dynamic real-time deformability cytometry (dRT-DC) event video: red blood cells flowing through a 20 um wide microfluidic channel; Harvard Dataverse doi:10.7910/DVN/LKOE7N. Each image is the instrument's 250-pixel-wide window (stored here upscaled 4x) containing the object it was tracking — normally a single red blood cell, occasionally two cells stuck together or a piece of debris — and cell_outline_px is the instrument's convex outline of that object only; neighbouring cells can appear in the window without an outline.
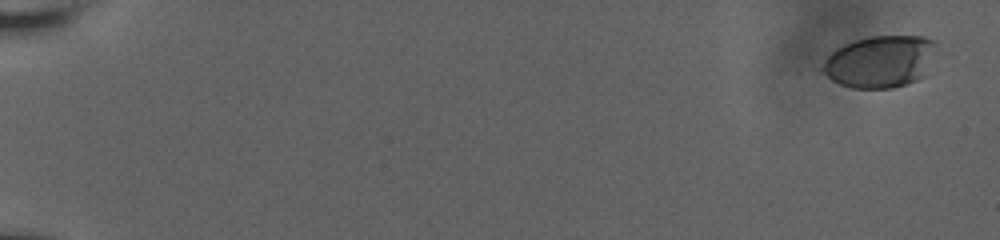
{"species": "human", "species_latin": "Homo sapiens", "temperature_condition": "room temperature", "stored_images_in_passage": 58, "camera_frame_rate_fps": 3000, "um_per_image_px": 0.085, "donor": {"sex": "male"}, "frame": {"image": 1, "passage_image": 1, "time_ms": 0.0, "image_size_px": [1000, 240], "cell_outline_px": [[940, 52], [924, 76], [916, 80], [892, 88], [852, 88], [840, 84], [832, 80], [820, 68], [828, 56], [836, 48], [844, 44], [868, 36], [924, 36], [936, 40]], "centroid_in_image_um": [74.91, 5.21], "position_along_channel_um": 10.1, "area_um2": 35.14}}
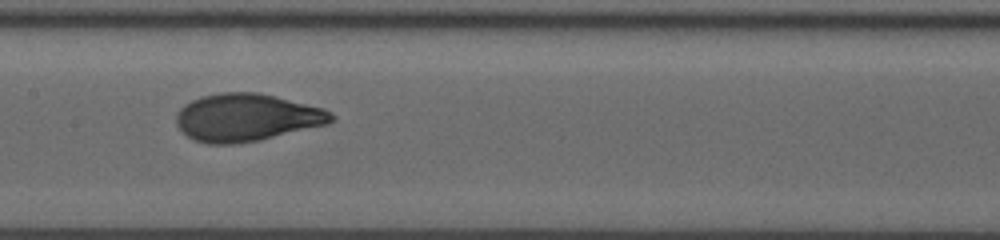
{"frame": {"image": 2, "passage_image": 32, "time_ms": 10.333, "image_size_px": [1000, 240], "cell_outline_px": [[336, 120], [328, 124], [256, 140], [232, 144], [208, 144], [196, 140], [188, 136], [176, 124], [176, 112], [184, 104], [200, 96], [220, 92], [260, 92], [324, 108], [332, 112], [336, 116]], "centroid_in_image_um": [20.97, 9.96], "position_along_channel_um": 186.4, "area_um2": 43.0}}
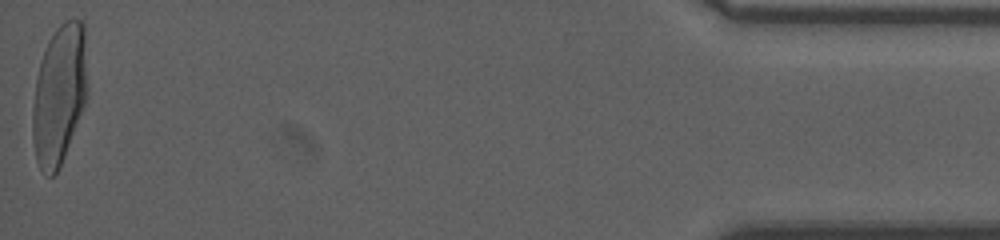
{"frame": {"image": 3, "passage_image": 58, "time_ms": 19.0, "image_size_px": [1000, 240], "cell_outline_px": [[88, 96], [64, 156], [56, 172], [52, 176], [44, 176], [36, 160], [32, 136], [32, 112], [36, 80], [40, 64], [48, 40], [56, 28], [60, 24], [68, 20], [84, 20], [88, 88]], "centroid_in_image_um": [5.05, 8.02], "position_along_channel_um": 430.2, "area_um2": 44.8}, "authors_computed_cell_mechanics": {"area_um2": 41.1536, "velocity_mm_per_s": 3.7728, "shape_relaxation_time_tau1_ms": 4.6558, "shape_relaxation_time_tau2_ms": null, "deformation_change_tau1": 0.2148, "deformation_change_tau2": null}}